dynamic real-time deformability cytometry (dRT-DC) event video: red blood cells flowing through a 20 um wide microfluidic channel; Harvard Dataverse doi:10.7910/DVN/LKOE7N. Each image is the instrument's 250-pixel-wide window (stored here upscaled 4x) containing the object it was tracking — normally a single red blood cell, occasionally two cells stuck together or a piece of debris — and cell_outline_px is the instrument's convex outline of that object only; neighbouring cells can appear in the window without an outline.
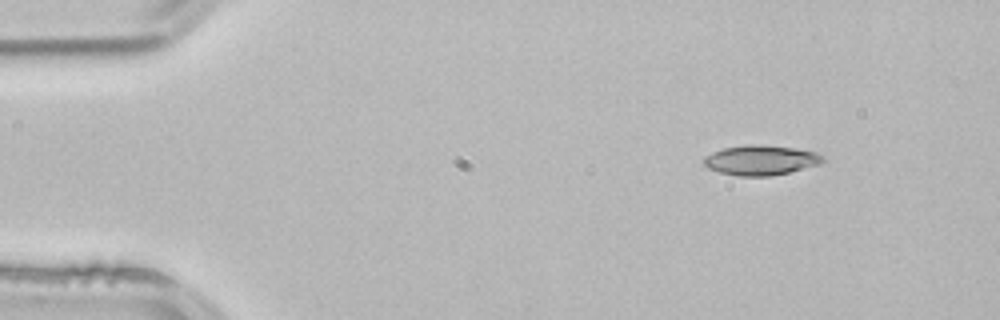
{"species": "common noctule bat (a hibernating species)", "species_latin": "Nyctalus noctula", "temperature_condition": "room temperature", "stored_images_in_passage": 3, "camera_frame_rate_fps": 3000, "um_per_image_px": 0.085, "animal": {"sex": "male", "body_mass_g": 21.5, "forearm_length_mm": 52.0}, "frame": {"image": 1, "passage_image": 1, "time_ms": 0.0, "image_size_px": [1000, 320], "cell_outline_px": [[824, 160], [820, 164], [788, 172], [768, 176], [740, 176], [720, 172], [708, 168], [704, 164], [704, 156], [712, 152], [724, 148], [748, 144], [752, 144], [796, 148], [816, 152], [824, 156]], "centroid_in_image_um": [64.67, 13.61], "position_along_channel_um": 20.3, "area_um2": 20.58}}
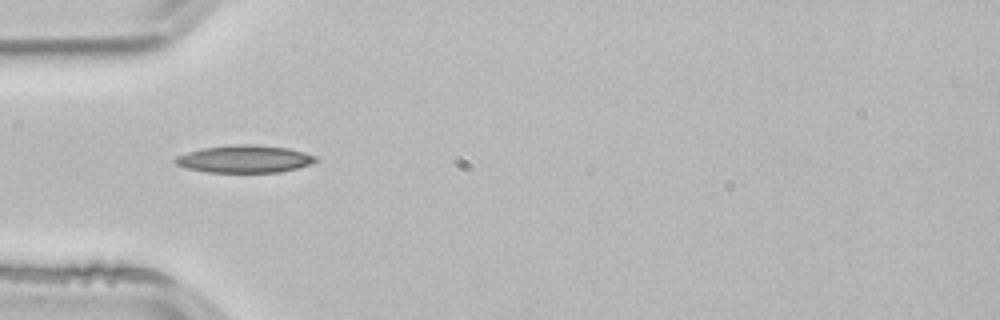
{"frame": {"image": 2, "passage_image": 3, "time_ms": 0.667, "image_size_px": [1000, 320], "cell_outline_px": [[320, 160], [296, 168], [280, 172], [208, 172], [184, 168], [176, 164], [172, 160], [176, 156], [188, 152], [204, 148], [236, 144], [256, 144], [288, 148], [304, 152], [316, 156]], "centroid_in_image_um": [20.77, 13.51], "position_along_channel_um": 64.2, "area_um2": 22.48}}